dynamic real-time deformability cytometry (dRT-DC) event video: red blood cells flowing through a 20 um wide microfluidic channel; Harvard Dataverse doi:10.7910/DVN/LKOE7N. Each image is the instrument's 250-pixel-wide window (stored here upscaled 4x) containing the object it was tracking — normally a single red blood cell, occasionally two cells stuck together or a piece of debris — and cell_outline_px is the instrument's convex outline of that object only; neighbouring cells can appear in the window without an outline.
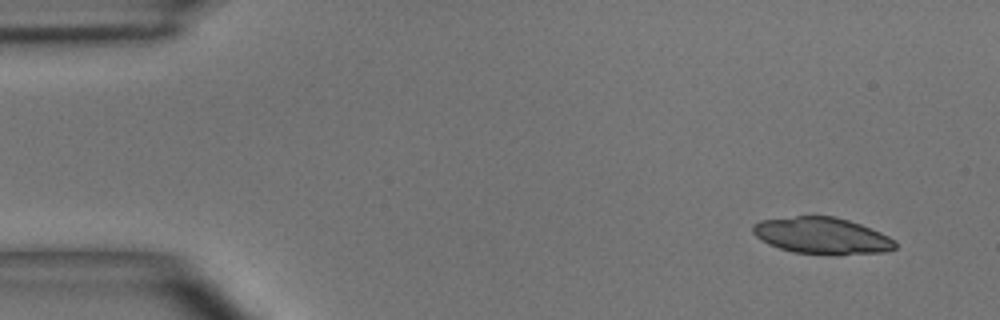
{"species": "common noctule bat (a hibernating species)", "species_latin": "Nyctalus noctula", "temperature_condition": "room temperature", "stored_images_in_passage": 4, "camera_frame_rate_fps": 3000, "um_per_image_px": 0.085, "animal": {"sex": "male", "body_mass_g": 15.6}, "frame": {"image": 1, "passage_image": 1, "time_ms": 0.0, "image_size_px": [1000, 320], "cell_outline_px": [[896, 248], [888, 252], [836, 256], [828, 256], [792, 252], [768, 244], [756, 236], [752, 232], [752, 224], [760, 220], [796, 216], [836, 216], [860, 224], [880, 232], [896, 240]], "centroid_in_image_um": [69.89, 20.06], "position_along_channel_um": 15.1, "area_um2": 30.98}}